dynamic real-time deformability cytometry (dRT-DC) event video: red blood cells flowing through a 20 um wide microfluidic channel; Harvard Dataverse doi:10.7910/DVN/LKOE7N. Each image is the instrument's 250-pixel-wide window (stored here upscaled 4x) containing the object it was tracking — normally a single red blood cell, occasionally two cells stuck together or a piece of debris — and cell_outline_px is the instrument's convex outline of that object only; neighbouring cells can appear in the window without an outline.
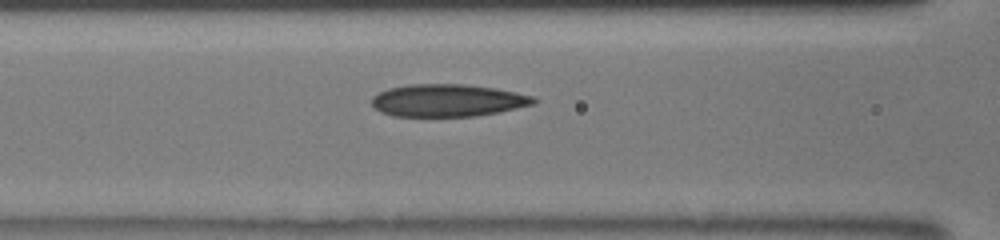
{"species": "human", "species_latin": "Homo sapiens", "temperature_condition": "room temperature", "stored_images_in_passage": 20, "camera_frame_rate_fps": 3000, "um_per_image_px": 0.085, "donor": {"sex": "male"}, "frame": {"image": 1, "passage_image": 7, "time_ms": 4.0, "image_size_px": [1000, 240], "cell_outline_px": [[540, 100], [536, 104], [500, 112], [476, 116], [392, 116], [380, 112], [372, 104], [372, 96], [388, 88], [408, 84], [464, 84], [496, 88], [536, 96]], "centroid_in_image_um": [38.11, 8.53], "position_along_channel_um": 128.5, "area_um2": 30.98}}
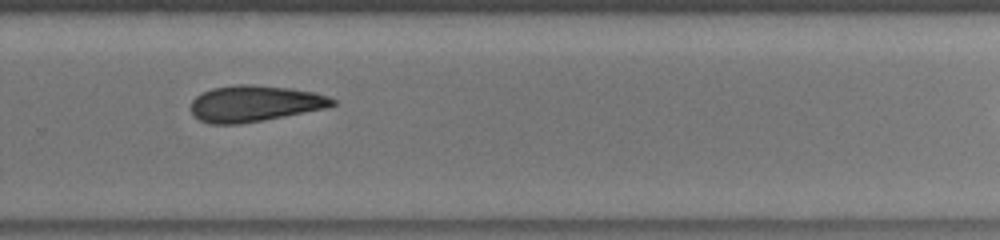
{"frame": {"image": 2, "passage_image": 14, "time_ms": 8.333, "image_size_px": [1000, 240], "cell_outline_px": [[336, 104], [324, 108], [264, 120], [236, 124], [208, 124], [192, 116], [192, 100], [196, 96], [212, 88], [236, 84], [248, 84], [288, 88], [316, 92], [328, 96], [336, 100]], "centroid_in_image_um": [21.63, 8.8], "position_along_channel_um": 308.2, "area_um2": 29.71}}
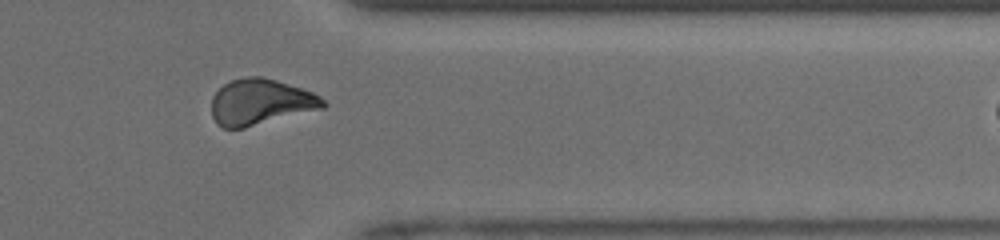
{"frame": {"image": 3, "passage_image": 18, "time_ms": 10.333, "image_size_px": [1000, 240], "cell_outline_px": [[328, 104], [324, 108], [244, 128], [224, 128], [216, 124], [212, 116], [212, 96], [224, 84], [232, 80], [248, 76], [260, 76], [276, 80], [312, 92], [320, 96]], "centroid_in_image_um": [22.14, 8.68], "position_along_channel_um": 389.3, "area_um2": 29.77}}